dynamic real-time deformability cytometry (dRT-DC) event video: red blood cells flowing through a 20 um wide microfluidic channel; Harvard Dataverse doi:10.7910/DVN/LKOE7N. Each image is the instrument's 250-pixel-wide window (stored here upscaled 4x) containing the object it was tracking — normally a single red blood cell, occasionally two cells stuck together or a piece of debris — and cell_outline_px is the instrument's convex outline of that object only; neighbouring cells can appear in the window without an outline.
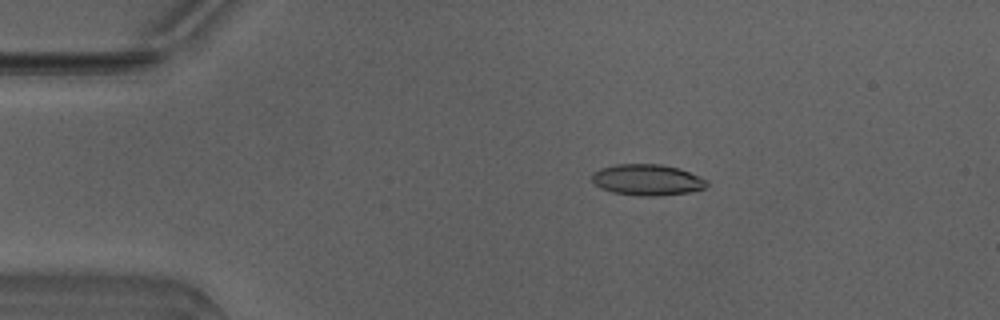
{"species": "Egyptian fruit bat (a non-hibernating species)", "species_latin": "Rousettus aegyptiacus", "temperature_condition": "warm", "stored_images_in_passage": 47, "camera_frame_rate_fps": 3000, "um_per_image_px": 0.085, "animal": {"sex": "male"}, "frame": {"image": 1, "passage_image": 7, "time_ms": 2.0, "image_size_px": [1000, 320], "cell_outline_px": [[708, 184], [704, 188], [688, 192], [656, 196], [640, 196], [612, 192], [600, 188], [592, 180], [592, 172], [600, 168], [616, 164], [660, 164], [680, 168], [700, 176], [708, 180]], "centroid_in_image_um": [55.01, 15.28], "position_along_channel_um": 30.0, "area_um2": 20.92}}
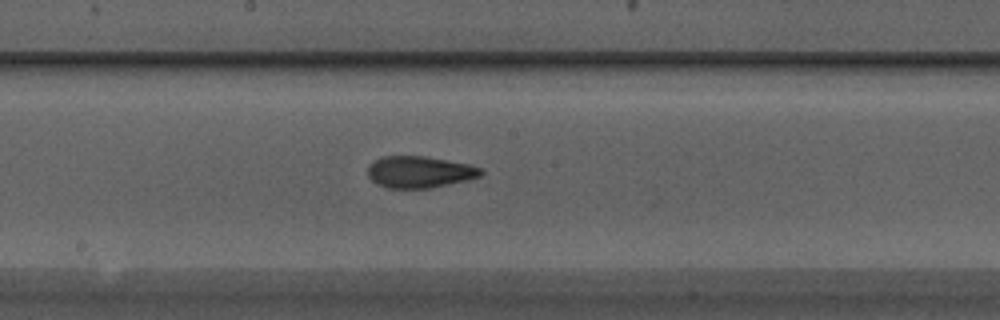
{"frame": {"image": 2, "passage_image": 24, "time_ms": 7.667, "image_size_px": [1000, 320], "cell_outline_px": [[484, 172], [480, 176], [468, 180], [432, 188], [388, 188], [372, 180], [368, 176], [368, 164], [380, 156], [424, 156], [468, 164], [480, 168]], "centroid_in_image_um": [35.65, 14.61], "position_along_channel_um": 212.6, "area_um2": 20.87}}
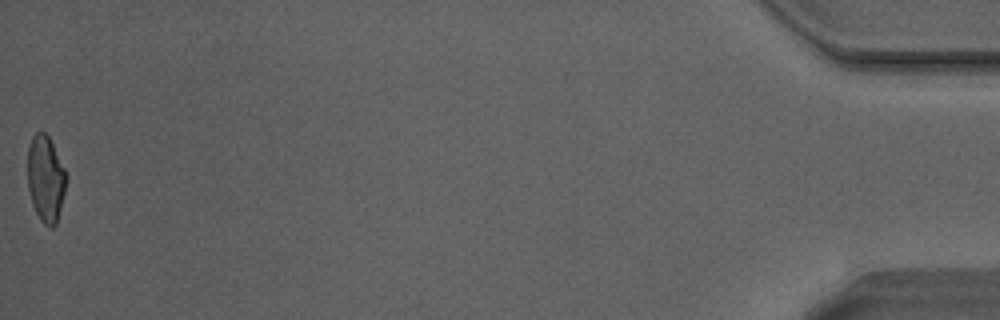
{"frame": {"image": 3, "passage_image": 47, "time_ms": 15.333, "image_size_px": [1000, 320], "cell_outline_px": [[68, 176], [56, 224], [52, 228], [48, 228], [40, 220], [32, 204], [28, 188], [28, 144], [32, 136], [36, 132], [44, 132], [48, 136]], "centroid_in_image_um": [3.87, 15.2], "position_along_channel_um": 431.3, "area_um2": 19.36}, "authors_computed_cell_mechanics": {"area_um2": 20.519, "velocity_mm_per_s": 4.1937, "shape_relaxation_time_tau1_ms": 7.6925, "shape_relaxation_time_tau2_ms": 1.5928, "deformation_change_tau1": 0.2233, "deformation_change_tau2": 0.083}}